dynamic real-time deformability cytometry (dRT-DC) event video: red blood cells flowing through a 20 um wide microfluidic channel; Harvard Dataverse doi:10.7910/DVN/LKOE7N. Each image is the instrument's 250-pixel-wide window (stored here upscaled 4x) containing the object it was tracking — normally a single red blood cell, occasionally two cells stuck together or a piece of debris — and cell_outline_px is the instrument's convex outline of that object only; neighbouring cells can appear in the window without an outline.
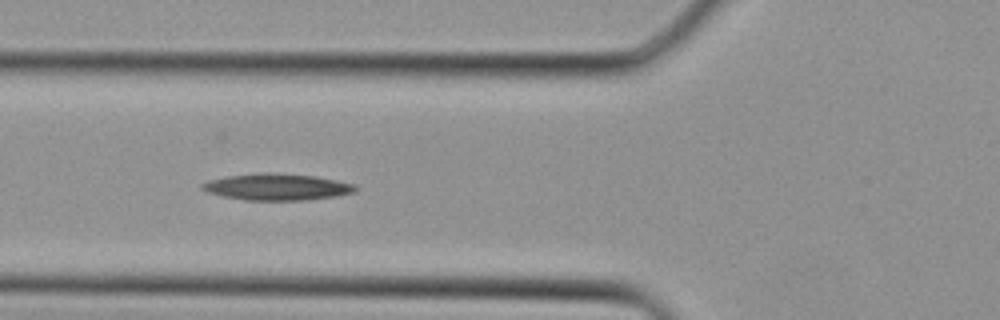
{"species": "Egyptian fruit bat (a non-hibernating species)", "species_latin": "Rousettus aegyptiacus", "temperature_condition": "cold", "stored_images_in_passage": 6, "camera_frame_rate_fps": 3000, "um_per_image_px": 0.085, "animal": {"sex": "female"}, "frame": {"image": 1, "passage_image": 4, "time_ms": 1.0, "image_size_px": [1000, 320], "cell_outline_px": [[356, 192], [336, 196], [304, 200], [244, 200], [224, 196], [208, 192], [200, 188], [200, 184], [208, 180], [228, 176], [260, 172], [272, 172], [316, 176], [356, 184]], "centroid_in_image_um": [23.54, 15.88], "position_along_channel_um": 102.3, "area_um2": 23.81}}
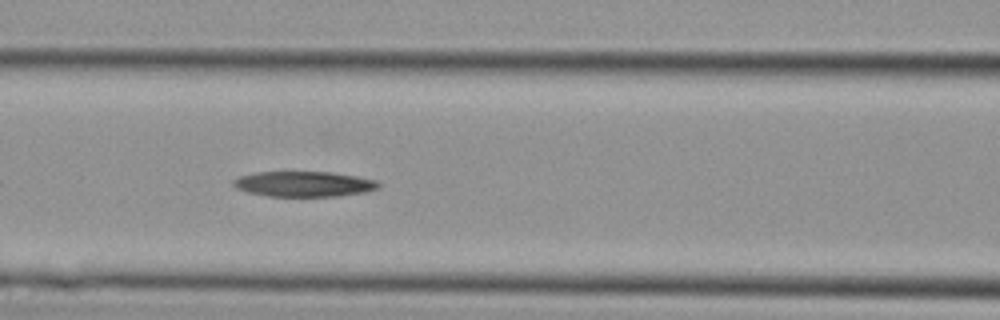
{"frame": {"image": 2, "passage_image": 6, "time_ms": 1.667, "image_size_px": [1000, 320], "cell_outline_px": [[380, 188], [368, 192], [336, 196], [268, 196], [248, 192], [236, 188], [232, 184], [232, 180], [240, 176], [252, 172], [332, 172], [356, 176], [376, 180], [380, 184]], "centroid_in_image_um": [25.84, 15.64], "position_along_channel_um": 140.8, "area_um2": 21.56}}